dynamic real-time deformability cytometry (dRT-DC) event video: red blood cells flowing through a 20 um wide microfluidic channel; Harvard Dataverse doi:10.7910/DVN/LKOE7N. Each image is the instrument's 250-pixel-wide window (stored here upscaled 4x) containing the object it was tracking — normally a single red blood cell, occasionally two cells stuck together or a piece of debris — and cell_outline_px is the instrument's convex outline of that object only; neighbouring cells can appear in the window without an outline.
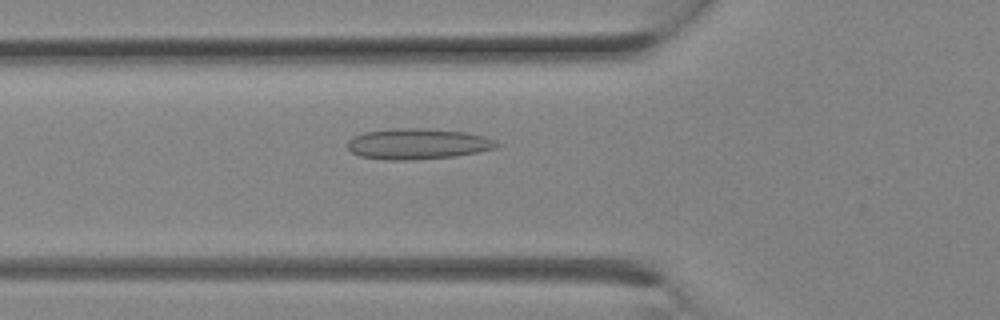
{"species": "Egyptian fruit bat (a non-hibernating species)", "species_latin": "Rousettus aegyptiacus", "temperature_condition": "room temperature", "stored_images_in_passage": 25, "camera_frame_rate_fps": 3000, "um_per_image_px": 0.085, "animal": {"sex": "female"}, "frame": {"image": 1, "passage_image": 9, "time_ms": 2.667, "image_size_px": [1000, 320], "cell_outline_px": [[500, 144], [496, 148], [456, 156], [408, 160], [388, 160], [360, 156], [352, 152], [348, 148], [348, 140], [352, 136], [364, 132], [392, 128], [416, 128], [464, 132], [484, 136], [496, 140]], "centroid_in_image_um": [35.49, 12.23], "position_along_channel_um": 90.3, "area_um2": 26.65}}
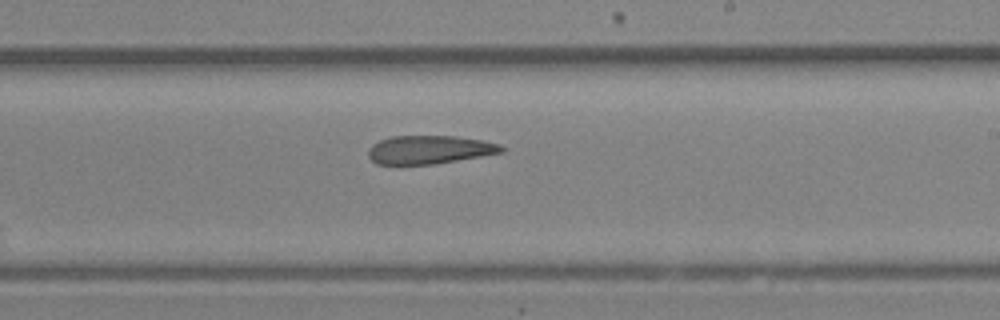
{"frame": {"image": 2, "passage_image": 15, "time_ms": 4.667, "image_size_px": [1000, 320], "cell_outline_px": [[508, 148], [504, 152], [436, 164], [376, 164], [368, 156], [368, 148], [372, 144], [380, 140], [392, 136], [456, 136], [484, 140], [500, 144]], "centroid_in_image_um": [36.54, 12.72], "position_along_channel_um": 252.5, "area_um2": 22.25}}
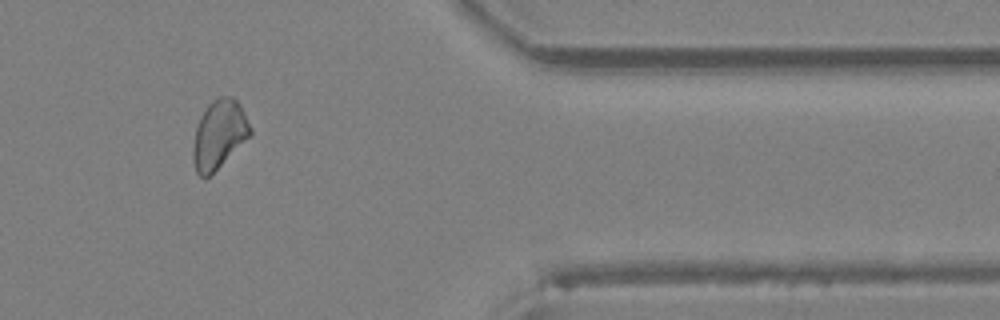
{"frame": {"image": 3, "passage_image": 21, "time_ms": 6.667, "image_size_px": [1000, 320], "cell_outline_px": [[252, 136], [208, 176], [200, 176], [196, 172], [192, 160], [192, 148], [196, 128], [200, 116], [208, 104], [212, 100], [220, 96], [232, 96], [240, 104], [252, 128]], "centroid_in_image_um": [18.63, 11.4], "position_along_channel_um": 392.8, "area_um2": 22.95}}